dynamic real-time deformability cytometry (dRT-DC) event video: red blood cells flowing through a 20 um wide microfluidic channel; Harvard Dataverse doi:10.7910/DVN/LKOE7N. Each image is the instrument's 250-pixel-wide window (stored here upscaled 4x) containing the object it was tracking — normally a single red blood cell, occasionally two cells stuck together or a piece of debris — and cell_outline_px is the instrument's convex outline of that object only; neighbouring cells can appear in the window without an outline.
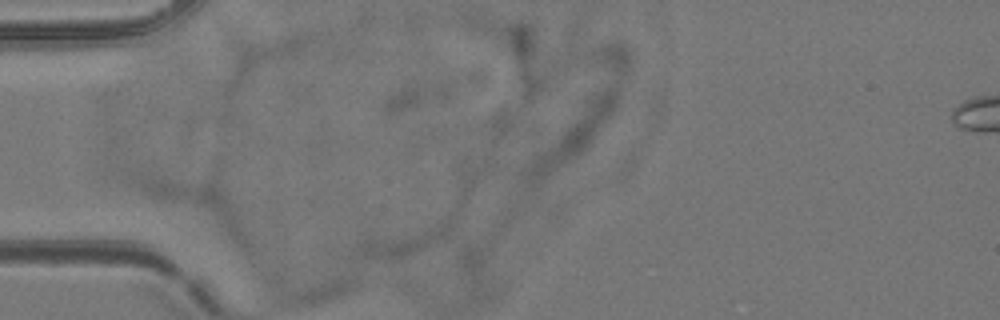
{"species": "common noctule bat (a hibernating species)", "species_latin": "Nyctalus noctula", "temperature_condition": "room temperature", "stored_images_in_passage": 3, "camera_frame_rate_fps": 3000, "um_per_image_px": 0.085, "animal": {"sex": "female", "body_mass_g": 24.6, "forearm_length_mm": 56.2}, "frame": {"image": 1, "passage_image": 2, "time_ms": 0.333, "image_size_px": [1000, 320], "cell_outline_px": [[456, 220], [452, 228], [444, 240], [400, 260], [388, 260], [348, 256], [352, 248], [364, 236], [452, 212], [456, 212]], "centroid_in_image_um": [34.4, 20.31], "position_along_channel_um": 50.6, "area_um2": 19.77}}